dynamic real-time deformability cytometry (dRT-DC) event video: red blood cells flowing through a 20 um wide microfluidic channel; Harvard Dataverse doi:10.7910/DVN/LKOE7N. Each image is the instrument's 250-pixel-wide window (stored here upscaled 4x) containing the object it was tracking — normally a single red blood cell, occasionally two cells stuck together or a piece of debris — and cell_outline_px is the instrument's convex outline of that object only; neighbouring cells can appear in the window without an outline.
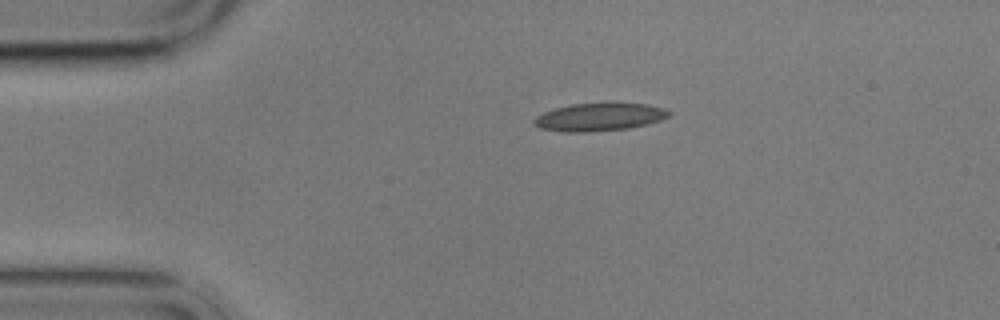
{"species": "common noctule bat (a hibernating species)", "species_latin": "Nyctalus noctula", "temperature_condition": "cold", "stored_images_in_passage": 3, "camera_frame_rate_fps": 3000, "um_per_image_px": 0.085, "animal": {"sex": "male", "body_mass_g": 17.9}, "frame": {"image": 1, "passage_image": 1, "time_ms": 0.0, "image_size_px": [1000, 320], "cell_outline_px": [[672, 116], [648, 124], [628, 128], [584, 132], [564, 132], [540, 128], [532, 124], [532, 120], [536, 116], [544, 112], [556, 108], [572, 104], [648, 104], [664, 108], [672, 112]], "centroid_in_image_um": [50.95, 9.96], "position_along_channel_um": 34.1, "area_um2": 21.73}}
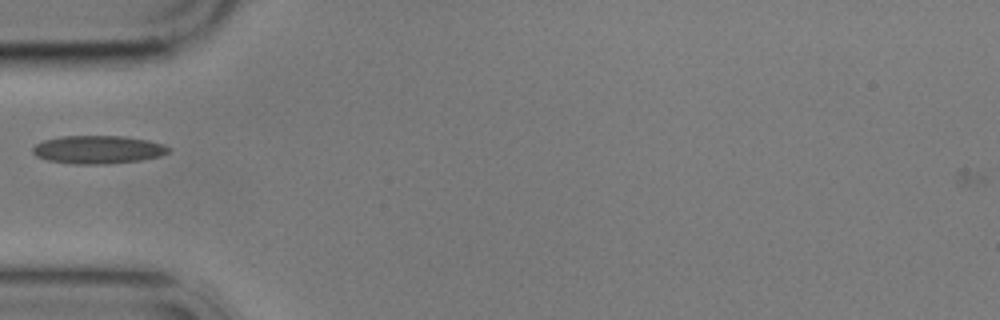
{"frame": {"image": 2, "passage_image": 3, "time_ms": 2.333, "image_size_px": [1000, 320], "cell_outline_px": [[172, 148], [168, 152], [160, 156], [140, 160], [104, 164], [76, 164], [48, 160], [36, 156], [32, 152], [32, 148], [36, 144], [44, 140], [60, 136], [124, 136], [148, 140], [164, 144]], "centroid_in_image_um": [8.34, 12.71], "position_along_channel_um": 76.7, "area_um2": 22.25}}